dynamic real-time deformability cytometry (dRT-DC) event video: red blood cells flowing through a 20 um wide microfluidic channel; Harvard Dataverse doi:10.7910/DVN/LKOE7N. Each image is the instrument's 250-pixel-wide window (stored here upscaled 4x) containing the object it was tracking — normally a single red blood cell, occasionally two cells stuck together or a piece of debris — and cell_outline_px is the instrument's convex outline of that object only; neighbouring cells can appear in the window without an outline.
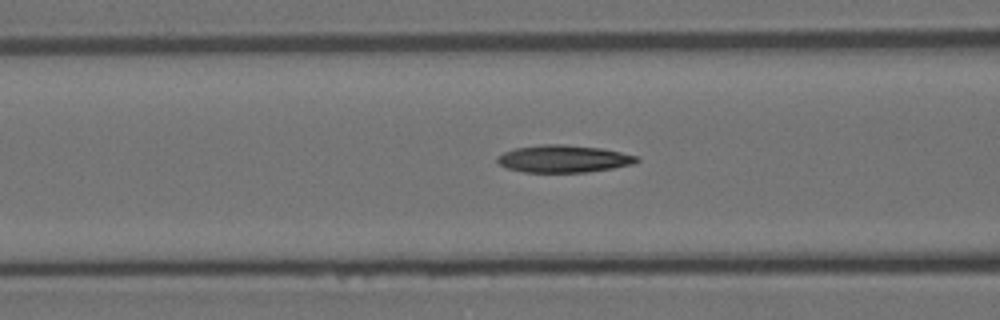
{"species": "Egyptian fruit bat (a non-hibernating species)", "species_latin": "Rousettus aegyptiacus", "temperature_condition": "room temperature", "stored_images_in_passage": 42, "camera_frame_rate_fps": 3000, "um_per_image_px": 0.085, "animal": {"sex": "female"}, "frame": {"image": 1, "passage_image": 20, "time_ms": 6.333, "image_size_px": [1000, 320], "cell_outline_px": [[640, 160], [632, 164], [612, 168], [588, 172], [524, 172], [508, 168], [500, 164], [496, 160], [496, 156], [504, 152], [516, 148], [544, 144], [564, 144], [600, 148], [640, 156]], "centroid_in_image_um": [47.91, 13.49], "position_along_channel_um": 118.7, "area_um2": 22.14}}
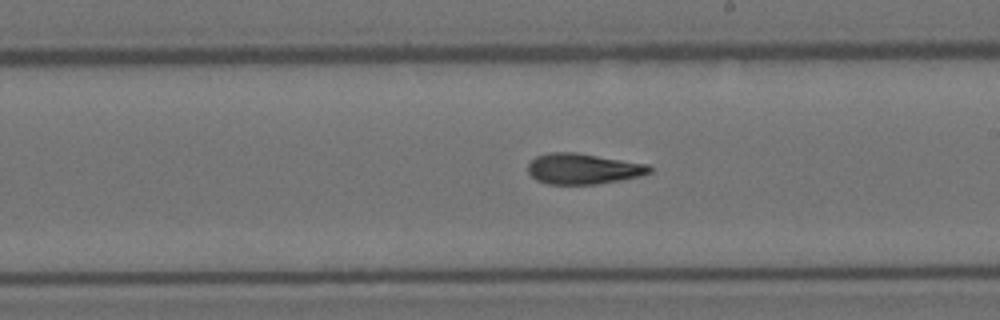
{"frame": {"image": 2, "passage_image": 30, "time_ms": 9.667, "image_size_px": [1000, 320], "cell_outline_px": [[652, 172], [640, 176], [620, 180], [596, 184], [548, 184], [536, 180], [528, 172], [528, 164], [536, 156], [552, 152], [576, 152], [648, 164], [652, 168]], "centroid_in_image_um": [49.57, 14.34], "position_along_channel_um": 239.4, "area_um2": 21.73}}
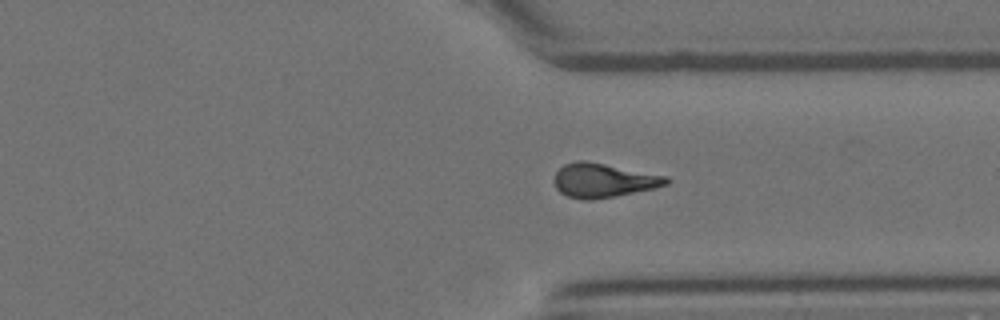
{"frame": {"image": 3, "passage_image": 40, "time_ms": 13.0, "image_size_px": [1000, 320], "cell_outline_px": [[672, 180], [668, 184], [656, 188], [616, 196], [592, 200], [584, 200], [568, 196], [560, 192], [556, 188], [552, 180], [556, 172], [564, 164], [576, 160], [584, 160], [668, 176]], "centroid_in_image_um": [51.29, 15.33], "position_along_channel_um": 360.1, "area_um2": 22.48}}